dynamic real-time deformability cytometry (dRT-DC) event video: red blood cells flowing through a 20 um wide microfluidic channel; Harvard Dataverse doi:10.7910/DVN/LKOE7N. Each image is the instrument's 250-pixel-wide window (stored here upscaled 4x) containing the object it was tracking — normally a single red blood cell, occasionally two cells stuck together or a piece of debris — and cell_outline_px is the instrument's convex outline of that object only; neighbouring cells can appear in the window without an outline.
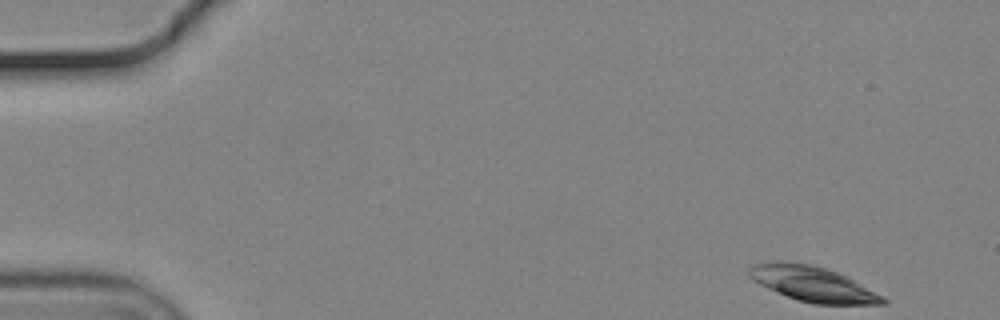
{"species": "common noctule bat (a hibernating species)", "species_latin": "Nyctalus noctula", "temperature_condition": "cold", "stored_images_in_passage": 17, "camera_frame_rate_fps": 3000, "um_per_image_px": 0.085, "animal": {"sex": "male", "body_mass_g": 19.2, "forearm_length_mm": 51.8}, "frame": {"image": 1, "passage_image": 1, "time_ms": 0.0, "image_size_px": [1000, 320], "cell_outline_px": [[888, 304], [812, 304], [788, 296], [768, 288], [752, 280], [748, 276], [748, 268], [752, 264], [812, 264], [836, 272], [884, 296], [888, 300]], "centroid_in_image_um": [69.14, 24.18], "position_along_channel_um": 15.9, "area_um2": 26.3}}